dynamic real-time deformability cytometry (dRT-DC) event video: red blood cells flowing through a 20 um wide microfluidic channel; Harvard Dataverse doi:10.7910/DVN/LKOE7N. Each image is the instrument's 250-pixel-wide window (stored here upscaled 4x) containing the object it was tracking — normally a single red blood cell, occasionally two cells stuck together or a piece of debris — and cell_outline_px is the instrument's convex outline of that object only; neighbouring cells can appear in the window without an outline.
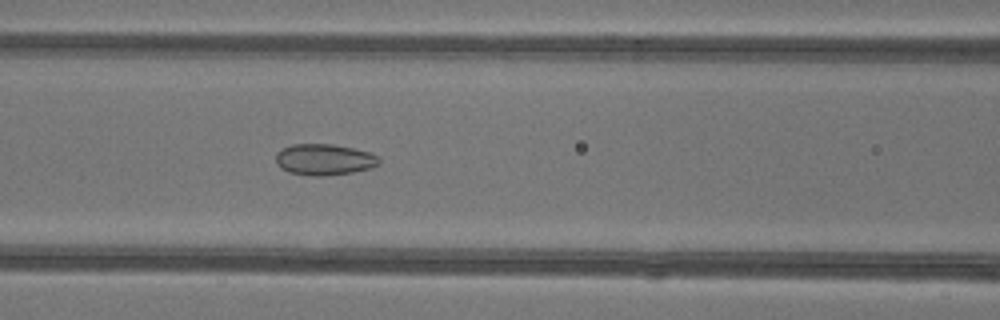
{"species": "common noctule bat (a hibernating species)", "species_latin": "Nyctalus noctula", "temperature_condition": "warm", "stored_images_in_passage": 37, "camera_frame_rate_fps": 3000, "um_per_image_px": 0.085, "animal": {"sex": "female"}, "frame": {"image": 1, "passage_image": 10, "time_ms": 3.0, "image_size_px": [1000, 320], "cell_outline_px": [[380, 164], [372, 168], [352, 172], [324, 176], [308, 176], [288, 172], [280, 168], [276, 164], [276, 152], [292, 144], [332, 144], [352, 148], [368, 152], [376, 156], [380, 160]], "centroid_in_image_um": [27.53, 13.57], "position_along_channel_um": 139.1, "area_um2": 18.84}}
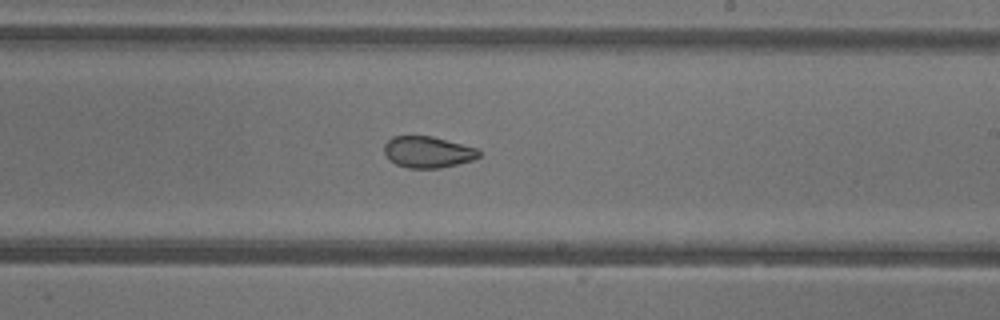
{"frame": {"image": 2, "passage_image": 18, "time_ms": 5.667, "image_size_px": [1000, 320], "cell_outline_px": [[480, 156], [472, 160], [440, 168], [408, 168], [396, 164], [384, 152], [384, 144], [392, 136], [432, 136], [476, 148], [480, 152]], "centroid_in_image_um": [36.35, 12.92], "position_along_channel_um": 252.6, "area_um2": 17.11}}
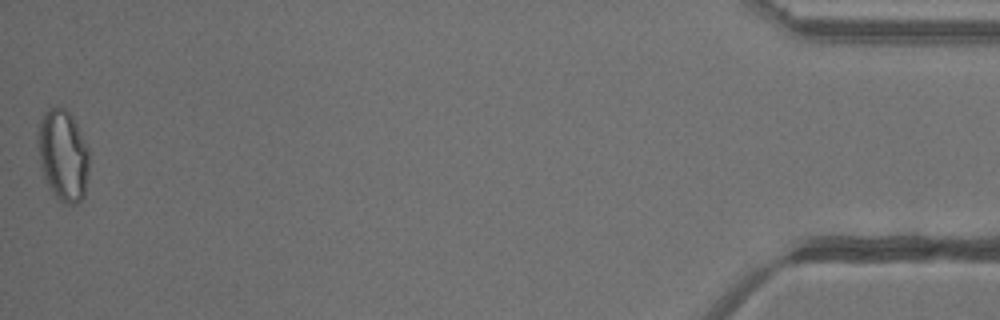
{"frame": {"image": 3, "passage_image": 37, "time_ms": 12.0, "image_size_px": [1000, 320], "cell_outline_px": [[88, 172], [84, 196], [76, 204], [68, 204], [60, 200], [52, 192], [44, 176], [40, 164], [36, 140], [40, 120], [44, 112], [48, 108], [56, 104], [64, 108], [72, 116], [88, 148]], "centroid_in_image_um": [5.33, 13.16], "position_along_channel_um": 429.9, "area_um2": 27.34}, "authors_computed_cell_mechanics": {"area_um2": 19.2474, "velocity_mm_per_s": 4.2733, "shape_relaxation_time_tau1_ms": null, "shape_relaxation_time_tau2_ms": 1.3704, "deformation_change_tau1": null, "deformation_change_tau2": 0.0687}}